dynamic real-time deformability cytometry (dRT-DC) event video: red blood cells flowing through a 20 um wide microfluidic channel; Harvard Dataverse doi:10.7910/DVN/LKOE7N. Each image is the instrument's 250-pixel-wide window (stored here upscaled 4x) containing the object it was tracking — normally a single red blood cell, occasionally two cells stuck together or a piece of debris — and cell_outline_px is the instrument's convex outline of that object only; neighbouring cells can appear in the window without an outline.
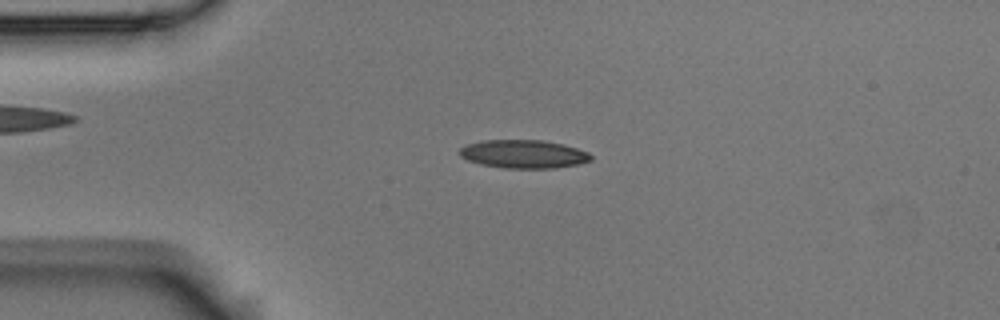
{"species": "Egyptian fruit bat (a non-hibernating species)", "species_latin": "Rousettus aegyptiacus", "temperature_condition": "room temperature", "stored_images_in_passage": 47, "camera_frame_rate_fps": 3000, "um_per_image_px": 0.085, "animal": {"sex": "male"}, "frame": {"image": 1, "passage_image": 5, "time_ms": 1.333, "image_size_px": [1000, 320], "cell_outline_px": [[592, 160], [576, 164], [556, 168], [504, 168], [480, 164], [468, 160], [460, 156], [456, 152], [464, 144], [484, 140], [544, 140], [564, 144], [588, 152], [592, 156]], "centroid_in_image_um": [44.46, 13.09], "position_along_channel_um": 40.5, "area_um2": 21.85}}
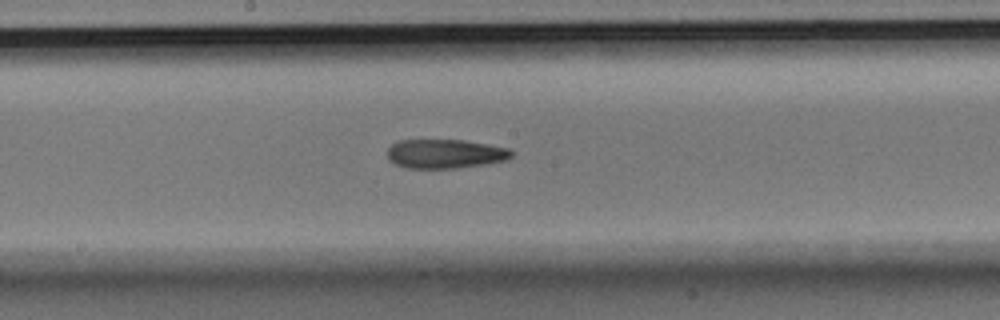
{"frame": {"image": 2, "passage_image": 21, "time_ms": 6.667, "image_size_px": [1000, 320], "cell_outline_px": [[512, 156], [508, 160], [488, 164], [456, 168], [408, 168], [396, 164], [388, 160], [388, 148], [392, 144], [400, 140], [464, 140], [508, 148], [512, 152]], "centroid_in_image_um": [37.85, 13.08], "position_along_channel_um": 210.4, "area_um2": 21.1}}
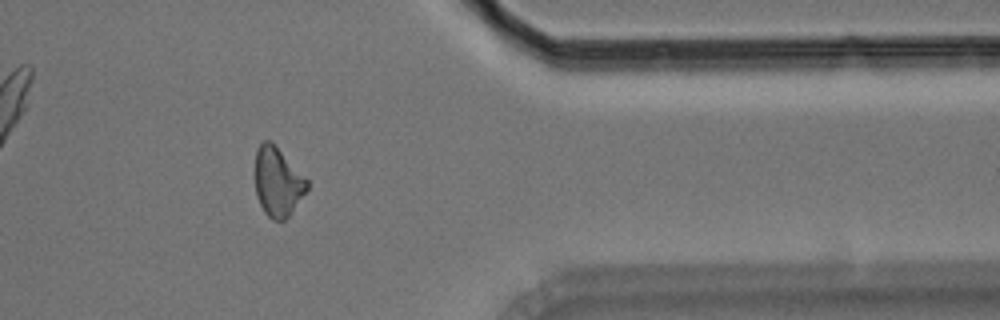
{"frame": {"image": 3, "passage_image": 37, "time_ms": 12.0, "image_size_px": [1000, 320], "cell_outline_px": [[308, 188], [288, 216], [284, 220], [272, 220], [264, 212], [256, 196], [256, 148], [264, 140], [268, 140], [308, 180]], "centroid_in_image_um": [23.58, 15.5], "position_along_channel_um": 387.8, "area_um2": 20.23}, "authors_computed_cell_mechanics": {"area_um2": 21.5016, "velocity_mm_per_s": 3.6486, "shape_relaxation_time_tau1_ms": 10.2604, "shape_relaxation_time_tau2_ms": 10.3043, "deformation_change_tau1": 0.2228, "deformation_change_tau2": 0.2322}}